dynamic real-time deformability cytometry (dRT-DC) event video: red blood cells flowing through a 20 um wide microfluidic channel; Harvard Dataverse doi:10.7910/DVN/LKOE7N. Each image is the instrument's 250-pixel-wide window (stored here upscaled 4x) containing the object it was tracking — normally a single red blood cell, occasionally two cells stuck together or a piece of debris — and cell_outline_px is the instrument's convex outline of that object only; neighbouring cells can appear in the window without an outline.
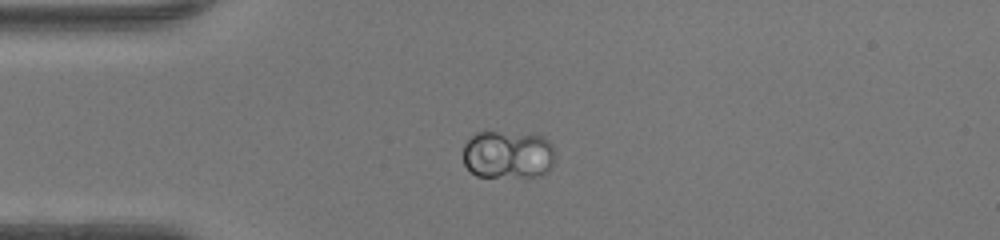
{"species": "human", "species_latin": "Homo sapiens", "temperature_condition": "warm", "stored_images_in_passage": 37, "camera_frame_rate_fps": 3000, "um_per_image_px": 0.085, "donor": {"sex": "female"}, "frame": {"image": 1, "passage_image": 1, "time_ms": 0.0, "image_size_px": [1000, 240], "cell_outline_px": [[552, 164], [544, 172], [536, 176], [476, 176], [464, 164], [464, 144], [476, 132], [496, 132], [544, 136], [552, 144]], "centroid_in_image_um": [43.13, 13.13], "position_along_channel_um": 41.9, "area_um2": 25.2}}
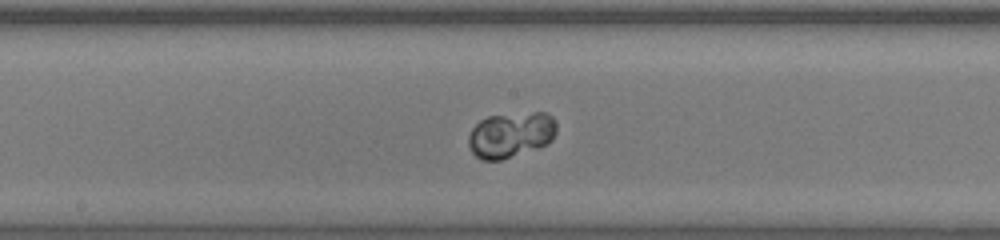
{"frame": {"image": 2, "passage_image": 14, "time_ms": 4.333, "image_size_px": [1000, 240], "cell_outline_px": [[556, 132], [552, 140], [548, 144], [500, 160], [480, 160], [472, 152], [468, 144], [468, 136], [472, 128], [480, 120], [488, 116], [532, 112], [544, 112], [552, 116], [556, 124]], "centroid_in_image_um": [43.41, 11.45], "position_along_channel_um": 204.8, "area_um2": 23.35}}
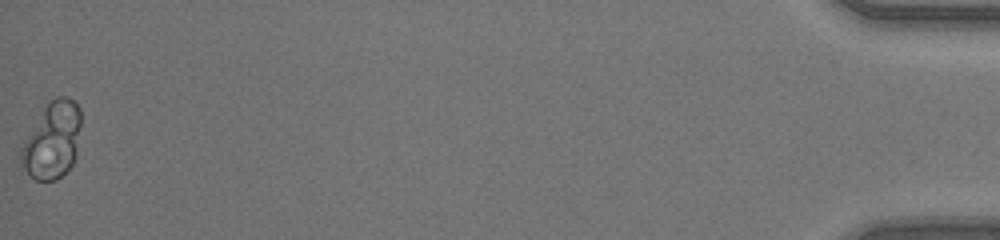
{"frame": {"image": 3, "passage_image": 37, "time_ms": 12.0, "image_size_px": [1000, 240], "cell_outline_px": [[80, 124], [76, 156], [72, 164], [56, 180], [36, 180], [20, 164], [20, 148], [44, 108], [56, 96], [68, 96], [80, 108]], "centroid_in_image_um": [4.45, 11.93], "position_along_channel_um": 430.7, "area_um2": 26.24}}